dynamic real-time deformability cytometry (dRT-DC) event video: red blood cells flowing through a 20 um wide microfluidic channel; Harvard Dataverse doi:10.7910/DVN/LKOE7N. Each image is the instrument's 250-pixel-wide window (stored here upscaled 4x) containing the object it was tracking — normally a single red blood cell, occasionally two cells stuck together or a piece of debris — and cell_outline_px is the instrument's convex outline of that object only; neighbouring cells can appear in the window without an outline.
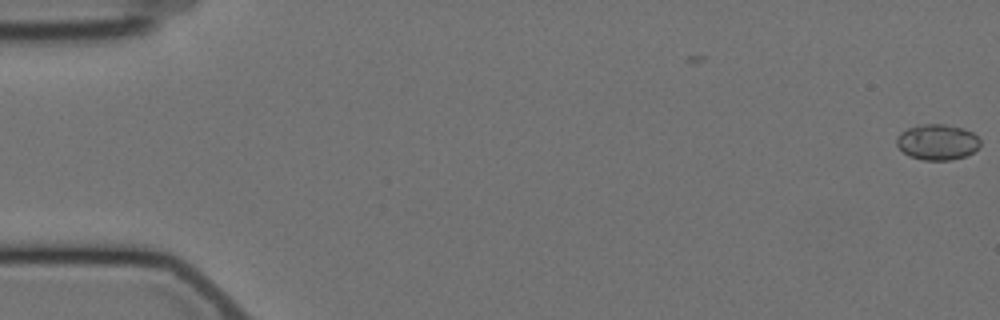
{"species": "Egyptian fruit bat (a non-hibernating species)", "species_latin": "Rousettus aegyptiacus", "temperature_condition": "cold", "stored_images_in_passage": 58, "camera_frame_rate_fps": 3000, "um_per_image_px": 0.085, "animal": {"sex": "female"}, "frame": {"image": 1, "passage_image": 1, "time_ms": 0.0, "image_size_px": [1000, 320], "cell_outline_px": [[980, 144], [972, 152], [964, 156], [952, 160], [924, 160], [908, 156], [896, 144], [896, 136], [900, 132], [908, 128], [920, 124], [944, 124], [964, 128], [972, 132], [980, 140]], "centroid_in_image_um": [79.64, 12.07], "position_along_channel_um": 5.4, "area_um2": 17.4}}
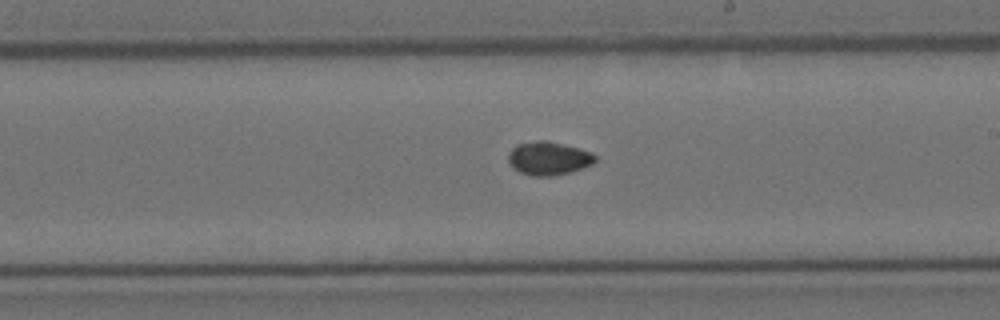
{"frame": {"image": 2, "passage_image": 34, "time_ms": 11.0, "image_size_px": [1000, 320], "cell_outline_px": [[596, 160], [592, 164], [572, 172], [552, 176], [532, 176], [520, 172], [512, 168], [508, 160], [508, 152], [516, 144], [536, 140], [548, 140], [580, 148], [592, 152], [596, 156]], "centroid_in_image_um": [46.62, 13.45], "position_along_channel_um": 242.4, "area_um2": 17.22}}
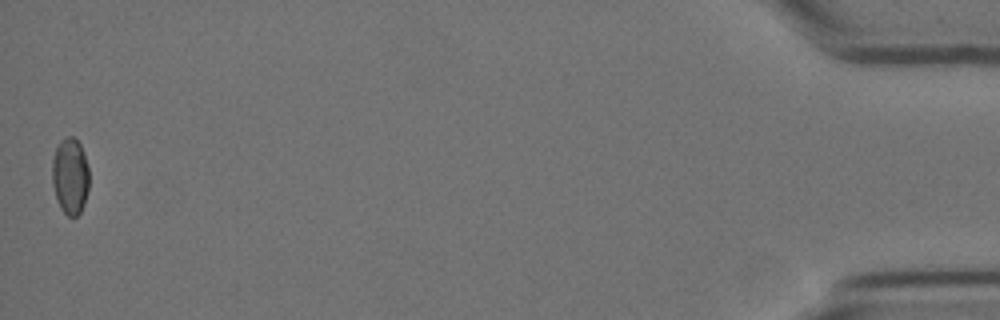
{"frame": {"image": 3, "passage_image": 58, "time_ms": 19.0, "image_size_px": [1000, 320], "cell_outline_px": [[88, 188], [84, 204], [80, 212], [76, 216], [68, 216], [60, 208], [52, 184], [52, 160], [56, 148], [60, 140], [64, 136], [72, 136], [80, 144], [84, 152], [88, 168]], "centroid_in_image_um": [5.95, 14.94], "position_along_channel_um": 429.2, "area_um2": 16.47}, "authors_computed_cell_mechanics": {"area_um2": 16.3574, "velocity_mm_per_s": 3.5207, "shape_relaxation_time_tau1_ms": null, "shape_relaxation_time_tau2_ms": 4.3741, "deformation_change_tau1": null, "deformation_change_tau2": 0.0467}}